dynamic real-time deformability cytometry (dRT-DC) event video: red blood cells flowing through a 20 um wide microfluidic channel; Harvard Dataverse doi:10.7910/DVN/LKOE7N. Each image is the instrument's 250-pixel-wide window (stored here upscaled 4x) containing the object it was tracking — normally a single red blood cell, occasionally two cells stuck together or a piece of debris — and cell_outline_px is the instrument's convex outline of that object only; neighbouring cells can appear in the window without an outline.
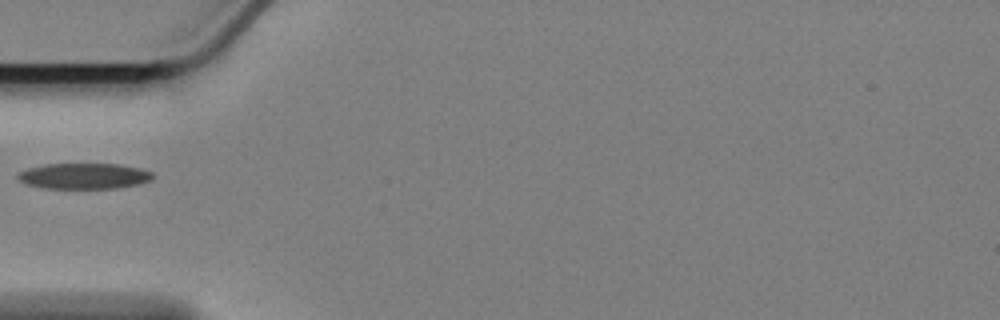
{"species": "Egyptian fruit bat (a non-hibernating species)", "species_latin": "Rousettus aegyptiacus", "temperature_condition": "cold", "stored_images_in_passage": 41, "camera_frame_rate_fps": 3000, "um_per_image_px": 0.085, "animal": {"sex": "female"}, "frame": {"image": 1, "passage_image": 1, "time_ms": 0.0, "image_size_px": [1000, 320], "cell_outline_px": [[152, 180], [140, 184], [116, 188], [44, 188], [24, 184], [16, 176], [20, 172], [28, 168], [44, 164], [120, 164], [140, 168], [152, 172]], "centroid_in_image_um": [7.14, 14.96], "position_along_channel_um": 77.9, "area_um2": 20.29}}
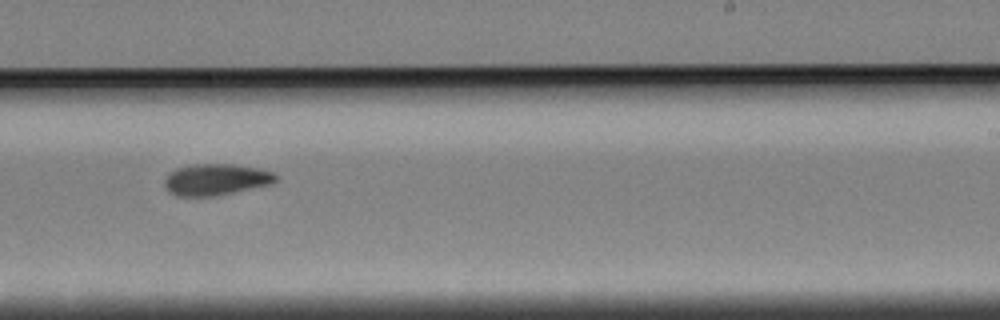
{"frame": {"image": 2, "passage_image": 18, "time_ms": 5.667, "image_size_px": [1000, 320], "cell_outline_px": [[276, 180], [272, 184], [212, 196], [176, 196], [168, 192], [164, 184], [164, 180], [168, 172], [176, 168], [192, 164], [232, 164], [260, 168], [272, 172], [276, 176]], "centroid_in_image_um": [18.31, 15.25], "position_along_channel_um": 270.7, "area_um2": 20.4}}
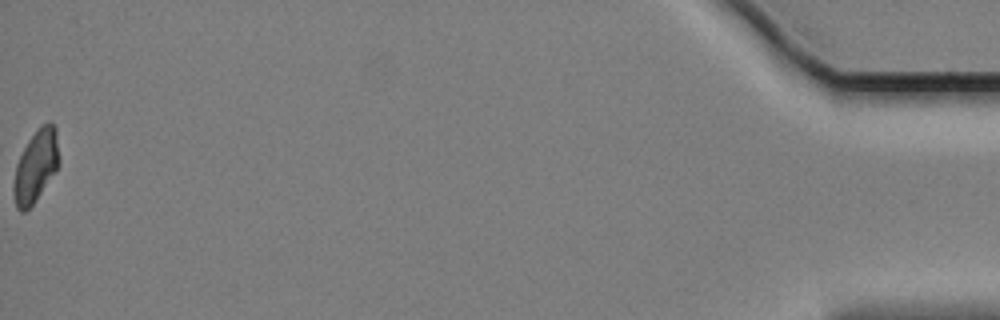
{"frame": {"image": 3, "passage_image": 41, "time_ms": 13.333, "image_size_px": [1000, 320], "cell_outline_px": [[60, 164], [56, 172], [36, 200], [24, 212], [20, 212], [16, 208], [12, 192], [12, 184], [16, 164], [28, 140], [36, 128], [40, 124], [48, 120], [56, 128], [60, 160]], "centroid_in_image_um": [3.05, 14.1], "position_along_channel_um": 432.2, "area_um2": 19.59}}